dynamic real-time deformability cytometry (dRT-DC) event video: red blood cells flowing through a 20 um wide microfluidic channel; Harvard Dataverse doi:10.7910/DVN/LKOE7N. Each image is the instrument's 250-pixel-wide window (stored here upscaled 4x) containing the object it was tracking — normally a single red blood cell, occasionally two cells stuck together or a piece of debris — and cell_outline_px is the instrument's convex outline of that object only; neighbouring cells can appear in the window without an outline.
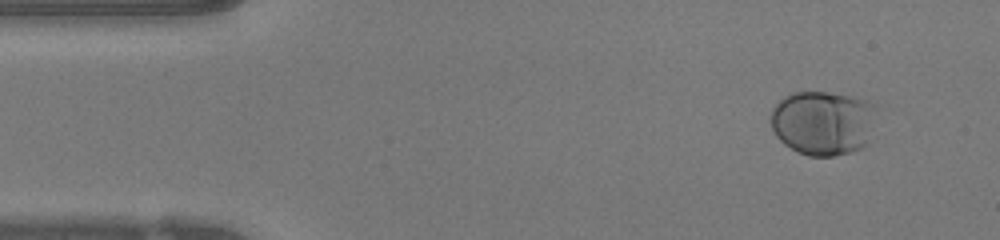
{"species": "human", "species_latin": "Homo sapiens", "temperature_condition": "warm", "stored_images_in_passage": 48, "camera_frame_rate_fps": 3000, "um_per_image_px": 0.085, "donor": {"sex": "female"}, "frame": {"image": 1, "passage_image": 4, "time_ms": 1.0, "image_size_px": [1000, 240], "cell_outline_px": [[876, 104], [868, 140], [860, 148], [852, 152], [832, 156], [808, 156], [784, 144], [776, 136], [772, 128], [772, 108], [784, 96], [792, 92], [828, 92], [852, 96], [868, 100]], "centroid_in_image_um": [69.94, 10.42], "position_along_channel_um": 15.1, "area_um2": 39.54}}
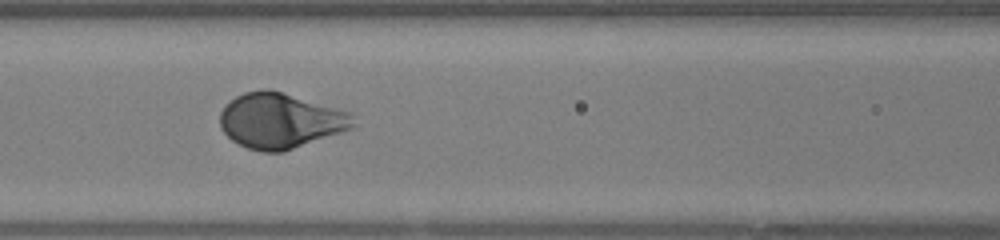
{"frame": {"image": 2, "passage_image": 20, "time_ms": 6.333, "image_size_px": [1000, 240], "cell_outline_px": [[352, 128], [284, 152], [260, 152], [248, 148], [232, 140], [220, 128], [220, 112], [224, 104], [236, 96], [244, 92], [264, 88], [268, 88], [348, 112], [352, 116]], "centroid_in_image_um": [23.75, 10.26], "position_along_channel_um": 142.9, "area_um2": 42.54}}
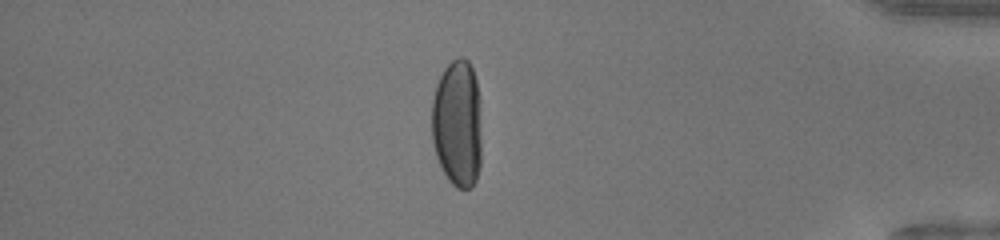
{"frame": {"image": 3, "passage_image": 41, "time_ms": 13.333, "image_size_px": [1000, 240], "cell_outline_px": [[480, 168], [476, 180], [472, 188], [456, 188], [448, 180], [436, 156], [432, 144], [432, 100], [436, 84], [444, 68], [452, 60], [460, 56], [468, 60], [472, 68], [476, 80], [480, 140]], "centroid_in_image_um": [38.85, 10.52], "position_along_channel_um": 396.4, "area_um2": 36.99}}